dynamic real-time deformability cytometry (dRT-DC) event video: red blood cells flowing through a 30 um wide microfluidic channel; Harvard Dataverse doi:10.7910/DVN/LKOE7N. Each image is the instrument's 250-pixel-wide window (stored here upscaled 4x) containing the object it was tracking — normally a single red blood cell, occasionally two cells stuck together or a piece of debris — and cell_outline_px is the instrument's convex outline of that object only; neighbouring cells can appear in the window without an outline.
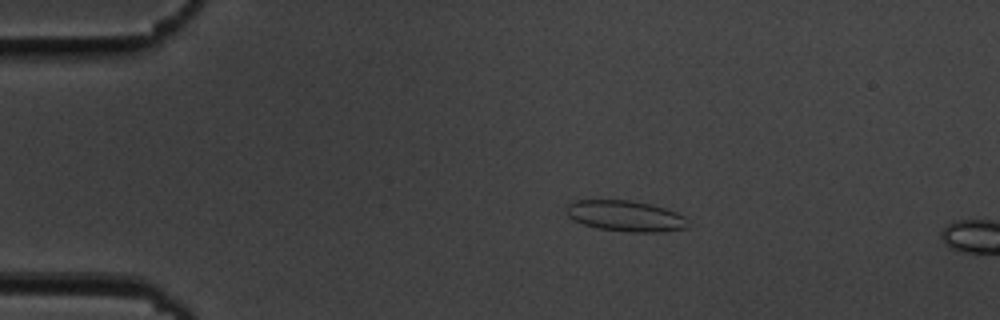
{"species": "common noctule bat (a hibernating species)", "species_latin": "Nyctalus noctula", "temperature_condition": "cold", "stored_images_in_passage": 5, "camera_frame_rate_fps": 3000, "um_per_image_px": 0.085, "animal": {"sex": "male", "body_mass_g": 19.5, "forearm_length_mm": 54.6}, "frame": {"image": 1, "passage_image": 1, "time_ms": 0.0, "image_size_px": [1000, 320], "cell_outline_px": [[692, 224], [688, 228], [660, 232], [628, 232], [596, 228], [584, 224], [568, 216], [564, 212], [564, 208], [572, 200], [632, 200], [652, 204], [676, 212], [684, 216]], "centroid_in_image_um": [53.18, 18.35], "position_along_channel_um": 31.8, "area_um2": 22.25}}